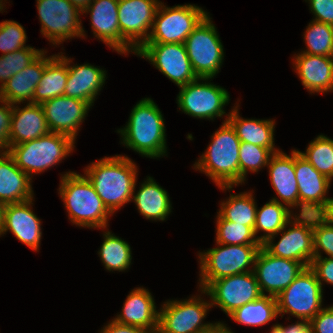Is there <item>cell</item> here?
I'll list each match as a JSON object with an SVG mask.
<instances>
[{"instance_id": "45", "label": "cell", "mask_w": 333, "mask_h": 333, "mask_svg": "<svg viewBox=\"0 0 333 333\" xmlns=\"http://www.w3.org/2000/svg\"><path fill=\"white\" fill-rule=\"evenodd\" d=\"M309 2L313 20L333 25V0H305Z\"/></svg>"}, {"instance_id": "19", "label": "cell", "mask_w": 333, "mask_h": 333, "mask_svg": "<svg viewBox=\"0 0 333 333\" xmlns=\"http://www.w3.org/2000/svg\"><path fill=\"white\" fill-rule=\"evenodd\" d=\"M41 106L50 132L64 134L74 140L91 108L87 102L65 95L44 101Z\"/></svg>"}, {"instance_id": "41", "label": "cell", "mask_w": 333, "mask_h": 333, "mask_svg": "<svg viewBox=\"0 0 333 333\" xmlns=\"http://www.w3.org/2000/svg\"><path fill=\"white\" fill-rule=\"evenodd\" d=\"M24 27L14 20L0 23V50L3 55L28 47L25 44L27 35Z\"/></svg>"}, {"instance_id": "54", "label": "cell", "mask_w": 333, "mask_h": 333, "mask_svg": "<svg viewBox=\"0 0 333 333\" xmlns=\"http://www.w3.org/2000/svg\"><path fill=\"white\" fill-rule=\"evenodd\" d=\"M6 1V0H5ZM5 3H3V0H0V12L3 10V5H4Z\"/></svg>"}, {"instance_id": "29", "label": "cell", "mask_w": 333, "mask_h": 333, "mask_svg": "<svg viewBox=\"0 0 333 333\" xmlns=\"http://www.w3.org/2000/svg\"><path fill=\"white\" fill-rule=\"evenodd\" d=\"M238 106L233 107L227 121L234 128L241 142H247L278 152L274 144L275 120L243 119L239 116Z\"/></svg>"}, {"instance_id": "43", "label": "cell", "mask_w": 333, "mask_h": 333, "mask_svg": "<svg viewBox=\"0 0 333 333\" xmlns=\"http://www.w3.org/2000/svg\"><path fill=\"white\" fill-rule=\"evenodd\" d=\"M0 102V152H8L13 105L2 99Z\"/></svg>"}, {"instance_id": "40", "label": "cell", "mask_w": 333, "mask_h": 333, "mask_svg": "<svg viewBox=\"0 0 333 333\" xmlns=\"http://www.w3.org/2000/svg\"><path fill=\"white\" fill-rule=\"evenodd\" d=\"M272 152L268 148L241 142L239 148V184L246 181L248 171L258 172L268 165Z\"/></svg>"}, {"instance_id": "36", "label": "cell", "mask_w": 333, "mask_h": 333, "mask_svg": "<svg viewBox=\"0 0 333 333\" xmlns=\"http://www.w3.org/2000/svg\"><path fill=\"white\" fill-rule=\"evenodd\" d=\"M299 153L322 175L332 181L333 178V140L318 135L306 148Z\"/></svg>"}, {"instance_id": "37", "label": "cell", "mask_w": 333, "mask_h": 333, "mask_svg": "<svg viewBox=\"0 0 333 333\" xmlns=\"http://www.w3.org/2000/svg\"><path fill=\"white\" fill-rule=\"evenodd\" d=\"M304 33L307 49L302 53L333 56V25L312 20Z\"/></svg>"}, {"instance_id": "30", "label": "cell", "mask_w": 333, "mask_h": 333, "mask_svg": "<svg viewBox=\"0 0 333 333\" xmlns=\"http://www.w3.org/2000/svg\"><path fill=\"white\" fill-rule=\"evenodd\" d=\"M131 201L137 205L139 213L149 220L164 221L172 209L168 192L149 176L137 193L134 187Z\"/></svg>"}, {"instance_id": "3", "label": "cell", "mask_w": 333, "mask_h": 333, "mask_svg": "<svg viewBox=\"0 0 333 333\" xmlns=\"http://www.w3.org/2000/svg\"><path fill=\"white\" fill-rule=\"evenodd\" d=\"M241 141L225 119L212 135L207 150L195 162L194 169L204 172L222 190L239 184V148Z\"/></svg>"}, {"instance_id": "4", "label": "cell", "mask_w": 333, "mask_h": 333, "mask_svg": "<svg viewBox=\"0 0 333 333\" xmlns=\"http://www.w3.org/2000/svg\"><path fill=\"white\" fill-rule=\"evenodd\" d=\"M59 194L70 221L81 227L107 228L113 214L104 205L92 183L84 175L66 172L62 175Z\"/></svg>"}, {"instance_id": "8", "label": "cell", "mask_w": 333, "mask_h": 333, "mask_svg": "<svg viewBox=\"0 0 333 333\" xmlns=\"http://www.w3.org/2000/svg\"><path fill=\"white\" fill-rule=\"evenodd\" d=\"M207 15L186 38L184 44L198 78H214L224 59V48L215 25Z\"/></svg>"}, {"instance_id": "13", "label": "cell", "mask_w": 333, "mask_h": 333, "mask_svg": "<svg viewBox=\"0 0 333 333\" xmlns=\"http://www.w3.org/2000/svg\"><path fill=\"white\" fill-rule=\"evenodd\" d=\"M41 34L53 45L74 37H85L81 11L68 0H37ZM80 14V15H79Z\"/></svg>"}, {"instance_id": "48", "label": "cell", "mask_w": 333, "mask_h": 333, "mask_svg": "<svg viewBox=\"0 0 333 333\" xmlns=\"http://www.w3.org/2000/svg\"><path fill=\"white\" fill-rule=\"evenodd\" d=\"M279 333H311L309 320L301 319L289 326L279 324Z\"/></svg>"}, {"instance_id": "44", "label": "cell", "mask_w": 333, "mask_h": 333, "mask_svg": "<svg viewBox=\"0 0 333 333\" xmlns=\"http://www.w3.org/2000/svg\"><path fill=\"white\" fill-rule=\"evenodd\" d=\"M309 322L311 333H333V305L323 308Z\"/></svg>"}, {"instance_id": "23", "label": "cell", "mask_w": 333, "mask_h": 333, "mask_svg": "<svg viewBox=\"0 0 333 333\" xmlns=\"http://www.w3.org/2000/svg\"><path fill=\"white\" fill-rule=\"evenodd\" d=\"M267 168L271 185L288 208H299V189L295 174V149L291 156L281 150L272 154Z\"/></svg>"}, {"instance_id": "10", "label": "cell", "mask_w": 333, "mask_h": 333, "mask_svg": "<svg viewBox=\"0 0 333 333\" xmlns=\"http://www.w3.org/2000/svg\"><path fill=\"white\" fill-rule=\"evenodd\" d=\"M288 225L291 227L286 229ZM313 226L314 214L294 215L279 232L282 234L277 243L273 242V235L262 246L273 256L298 261L308 267L314 258Z\"/></svg>"}, {"instance_id": "31", "label": "cell", "mask_w": 333, "mask_h": 333, "mask_svg": "<svg viewBox=\"0 0 333 333\" xmlns=\"http://www.w3.org/2000/svg\"><path fill=\"white\" fill-rule=\"evenodd\" d=\"M67 78L68 66L58 54L45 56V69L35 88L33 104H42L44 101L64 95Z\"/></svg>"}, {"instance_id": "39", "label": "cell", "mask_w": 333, "mask_h": 333, "mask_svg": "<svg viewBox=\"0 0 333 333\" xmlns=\"http://www.w3.org/2000/svg\"><path fill=\"white\" fill-rule=\"evenodd\" d=\"M44 50L28 46L0 56V87H2L13 75L23 70L36 60Z\"/></svg>"}, {"instance_id": "26", "label": "cell", "mask_w": 333, "mask_h": 333, "mask_svg": "<svg viewBox=\"0 0 333 333\" xmlns=\"http://www.w3.org/2000/svg\"><path fill=\"white\" fill-rule=\"evenodd\" d=\"M31 180L8 152H0V201L4 205L33 199Z\"/></svg>"}, {"instance_id": "34", "label": "cell", "mask_w": 333, "mask_h": 333, "mask_svg": "<svg viewBox=\"0 0 333 333\" xmlns=\"http://www.w3.org/2000/svg\"><path fill=\"white\" fill-rule=\"evenodd\" d=\"M251 192L230 194L227 201L220 204L219 214L223 219L250 226L254 230L257 205Z\"/></svg>"}, {"instance_id": "28", "label": "cell", "mask_w": 333, "mask_h": 333, "mask_svg": "<svg viewBox=\"0 0 333 333\" xmlns=\"http://www.w3.org/2000/svg\"><path fill=\"white\" fill-rule=\"evenodd\" d=\"M44 51L36 60L23 70L13 75L2 87H0V99L8 103L21 104L23 101L33 103L35 88L42 78L45 69Z\"/></svg>"}, {"instance_id": "15", "label": "cell", "mask_w": 333, "mask_h": 333, "mask_svg": "<svg viewBox=\"0 0 333 333\" xmlns=\"http://www.w3.org/2000/svg\"><path fill=\"white\" fill-rule=\"evenodd\" d=\"M136 55L144 57L177 86L196 80L184 43H144Z\"/></svg>"}, {"instance_id": "53", "label": "cell", "mask_w": 333, "mask_h": 333, "mask_svg": "<svg viewBox=\"0 0 333 333\" xmlns=\"http://www.w3.org/2000/svg\"><path fill=\"white\" fill-rule=\"evenodd\" d=\"M270 331V333H279V324L273 325Z\"/></svg>"}, {"instance_id": "25", "label": "cell", "mask_w": 333, "mask_h": 333, "mask_svg": "<svg viewBox=\"0 0 333 333\" xmlns=\"http://www.w3.org/2000/svg\"><path fill=\"white\" fill-rule=\"evenodd\" d=\"M50 132L41 104L27 103L24 108L13 105L9 132V149Z\"/></svg>"}, {"instance_id": "47", "label": "cell", "mask_w": 333, "mask_h": 333, "mask_svg": "<svg viewBox=\"0 0 333 333\" xmlns=\"http://www.w3.org/2000/svg\"><path fill=\"white\" fill-rule=\"evenodd\" d=\"M100 333H151L145 329L136 326L123 325L112 319Z\"/></svg>"}, {"instance_id": "33", "label": "cell", "mask_w": 333, "mask_h": 333, "mask_svg": "<svg viewBox=\"0 0 333 333\" xmlns=\"http://www.w3.org/2000/svg\"><path fill=\"white\" fill-rule=\"evenodd\" d=\"M278 315L276 297L262 295L259 299L235 309L228 316L239 324L262 326Z\"/></svg>"}, {"instance_id": "35", "label": "cell", "mask_w": 333, "mask_h": 333, "mask_svg": "<svg viewBox=\"0 0 333 333\" xmlns=\"http://www.w3.org/2000/svg\"><path fill=\"white\" fill-rule=\"evenodd\" d=\"M103 234L104 241L98 251L102 263L109 271H125L132 260L130 245L110 231Z\"/></svg>"}, {"instance_id": "20", "label": "cell", "mask_w": 333, "mask_h": 333, "mask_svg": "<svg viewBox=\"0 0 333 333\" xmlns=\"http://www.w3.org/2000/svg\"><path fill=\"white\" fill-rule=\"evenodd\" d=\"M32 201L6 204L0 227V236L8 230L29 248L38 251L42 237L41 220L32 211Z\"/></svg>"}, {"instance_id": "9", "label": "cell", "mask_w": 333, "mask_h": 333, "mask_svg": "<svg viewBox=\"0 0 333 333\" xmlns=\"http://www.w3.org/2000/svg\"><path fill=\"white\" fill-rule=\"evenodd\" d=\"M314 270L305 267L277 297L278 314L289 313L299 320L313 319L323 308V291Z\"/></svg>"}, {"instance_id": "27", "label": "cell", "mask_w": 333, "mask_h": 333, "mask_svg": "<svg viewBox=\"0 0 333 333\" xmlns=\"http://www.w3.org/2000/svg\"><path fill=\"white\" fill-rule=\"evenodd\" d=\"M118 1L93 0L82 14L90 13L91 28L95 37L120 53Z\"/></svg>"}, {"instance_id": "52", "label": "cell", "mask_w": 333, "mask_h": 333, "mask_svg": "<svg viewBox=\"0 0 333 333\" xmlns=\"http://www.w3.org/2000/svg\"><path fill=\"white\" fill-rule=\"evenodd\" d=\"M4 204L0 201V227L2 224V220H3V212H4Z\"/></svg>"}, {"instance_id": "1", "label": "cell", "mask_w": 333, "mask_h": 333, "mask_svg": "<svg viewBox=\"0 0 333 333\" xmlns=\"http://www.w3.org/2000/svg\"><path fill=\"white\" fill-rule=\"evenodd\" d=\"M137 170L130 158L115 155L92 162L84 174L113 214L131 201L137 182Z\"/></svg>"}, {"instance_id": "12", "label": "cell", "mask_w": 333, "mask_h": 333, "mask_svg": "<svg viewBox=\"0 0 333 333\" xmlns=\"http://www.w3.org/2000/svg\"><path fill=\"white\" fill-rule=\"evenodd\" d=\"M202 80V83H200ZM210 78H197L186 85L180 86L177 104L184 113L200 119L213 120L225 114L223 107L229 104L230 96L226 89L209 83ZM206 81V82H203Z\"/></svg>"}, {"instance_id": "22", "label": "cell", "mask_w": 333, "mask_h": 333, "mask_svg": "<svg viewBox=\"0 0 333 333\" xmlns=\"http://www.w3.org/2000/svg\"><path fill=\"white\" fill-rule=\"evenodd\" d=\"M113 320L123 325L136 326L157 333L159 310H156L154 298L149 290L137 287L127 295L121 313Z\"/></svg>"}, {"instance_id": "7", "label": "cell", "mask_w": 333, "mask_h": 333, "mask_svg": "<svg viewBox=\"0 0 333 333\" xmlns=\"http://www.w3.org/2000/svg\"><path fill=\"white\" fill-rule=\"evenodd\" d=\"M207 15L204 9L196 5H177L170 8L160 2L145 43H184Z\"/></svg>"}, {"instance_id": "21", "label": "cell", "mask_w": 333, "mask_h": 333, "mask_svg": "<svg viewBox=\"0 0 333 333\" xmlns=\"http://www.w3.org/2000/svg\"><path fill=\"white\" fill-rule=\"evenodd\" d=\"M58 56L68 66V78L64 95L80 99L93 106L96 96L105 83L106 70L89 65V63L70 66L71 58L60 55V53Z\"/></svg>"}, {"instance_id": "11", "label": "cell", "mask_w": 333, "mask_h": 333, "mask_svg": "<svg viewBox=\"0 0 333 333\" xmlns=\"http://www.w3.org/2000/svg\"><path fill=\"white\" fill-rule=\"evenodd\" d=\"M158 0H119L120 53L136 51L147 41ZM131 50V51H130Z\"/></svg>"}, {"instance_id": "17", "label": "cell", "mask_w": 333, "mask_h": 333, "mask_svg": "<svg viewBox=\"0 0 333 333\" xmlns=\"http://www.w3.org/2000/svg\"><path fill=\"white\" fill-rule=\"evenodd\" d=\"M306 266L298 261L271 255L263 246L255 259L253 273L263 295L277 297Z\"/></svg>"}, {"instance_id": "16", "label": "cell", "mask_w": 333, "mask_h": 333, "mask_svg": "<svg viewBox=\"0 0 333 333\" xmlns=\"http://www.w3.org/2000/svg\"><path fill=\"white\" fill-rule=\"evenodd\" d=\"M200 291L209 295L212 307H220L226 315L263 295L253 271L212 281Z\"/></svg>"}, {"instance_id": "46", "label": "cell", "mask_w": 333, "mask_h": 333, "mask_svg": "<svg viewBox=\"0 0 333 333\" xmlns=\"http://www.w3.org/2000/svg\"><path fill=\"white\" fill-rule=\"evenodd\" d=\"M310 267L314 270L317 275V279L322 285V281L333 285V258L323 257L313 258Z\"/></svg>"}, {"instance_id": "5", "label": "cell", "mask_w": 333, "mask_h": 333, "mask_svg": "<svg viewBox=\"0 0 333 333\" xmlns=\"http://www.w3.org/2000/svg\"><path fill=\"white\" fill-rule=\"evenodd\" d=\"M75 140L67 135L49 132L32 141L12 146L8 153L16 165L30 177L44 172L64 160L74 149Z\"/></svg>"}, {"instance_id": "32", "label": "cell", "mask_w": 333, "mask_h": 333, "mask_svg": "<svg viewBox=\"0 0 333 333\" xmlns=\"http://www.w3.org/2000/svg\"><path fill=\"white\" fill-rule=\"evenodd\" d=\"M293 216L292 211L286 205H283L278 198H272L256 211L255 237L260 230L263 231L264 234L258 237V240L263 243L269 237L278 235Z\"/></svg>"}, {"instance_id": "2", "label": "cell", "mask_w": 333, "mask_h": 333, "mask_svg": "<svg viewBox=\"0 0 333 333\" xmlns=\"http://www.w3.org/2000/svg\"><path fill=\"white\" fill-rule=\"evenodd\" d=\"M164 125L158 105L151 98H144L133 107L125 127L117 132L127 148L154 159L167 155Z\"/></svg>"}, {"instance_id": "6", "label": "cell", "mask_w": 333, "mask_h": 333, "mask_svg": "<svg viewBox=\"0 0 333 333\" xmlns=\"http://www.w3.org/2000/svg\"><path fill=\"white\" fill-rule=\"evenodd\" d=\"M216 244L218 247L199 253L201 290H204L212 281L253 271L257 253L262 247V245Z\"/></svg>"}, {"instance_id": "14", "label": "cell", "mask_w": 333, "mask_h": 333, "mask_svg": "<svg viewBox=\"0 0 333 333\" xmlns=\"http://www.w3.org/2000/svg\"><path fill=\"white\" fill-rule=\"evenodd\" d=\"M211 307L200 296L168 300L160 308L157 333H200L214 324L202 323Z\"/></svg>"}, {"instance_id": "49", "label": "cell", "mask_w": 333, "mask_h": 333, "mask_svg": "<svg viewBox=\"0 0 333 333\" xmlns=\"http://www.w3.org/2000/svg\"><path fill=\"white\" fill-rule=\"evenodd\" d=\"M229 327H226L224 323L216 322L210 328L203 330L200 333H234Z\"/></svg>"}, {"instance_id": "24", "label": "cell", "mask_w": 333, "mask_h": 333, "mask_svg": "<svg viewBox=\"0 0 333 333\" xmlns=\"http://www.w3.org/2000/svg\"><path fill=\"white\" fill-rule=\"evenodd\" d=\"M293 62L302 85L310 93L333 91V56L300 52Z\"/></svg>"}, {"instance_id": "51", "label": "cell", "mask_w": 333, "mask_h": 333, "mask_svg": "<svg viewBox=\"0 0 333 333\" xmlns=\"http://www.w3.org/2000/svg\"><path fill=\"white\" fill-rule=\"evenodd\" d=\"M322 215L333 224V198L330 199L329 206Z\"/></svg>"}, {"instance_id": "42", "label": "cell", "mask_w": 333, "mask_h": 333, "mask_svg": "<svg viewBox=\"0 0 333 333\" xmlns=\"http://www.w3.org/2000/svg\"><path fill=\"white\" fill-rule=\"evenodd\" d=\"M314 258L321 257V249L333 258V224L322 214H314Z\"/></svg>"}, {"instance_id": "18", "label": "cell", "mask_w": 333, "mask_h": 333, "mask_svg": "<svg viewBox=\"0 0 333 333\" xmlns=\"http://www.w3.org/2000/svg\"><path fill=\"white\" fill-rule=\"evenodd\" d=\"M295 174L299 189V214H323L330 199L326 197L331 180L318 172L295 150Z\"/></svg>"}, {"instance_id": "38", "label": "cell", "mask_w": 333, "mask_h": 333, "mask_svg": "<svg viewBox=\"0 0 333 333\" xmlns=\"http://www.w3.org/2000/svg\"><path fill=\"white\" fill-rule=\"evenodd\" d=\"M216 243L225 245H262L254 230L247 225L230 222L219 214L216 222Z\"/></svg>"}, {"instance_id": "50", "label": "cell", "mask_w": 333, "mask_h": 333, "mask_svg": "<svg viewBox=\"0 0 333 333\" xmlns=\"http://www.w3.org/2000/svg\"><path fill=\"white\" fill-rule=\"evenodd\" d=\"M68 1L82 12L90 5V3L93 0H68Z\"/></svg>"}]
</instances>
